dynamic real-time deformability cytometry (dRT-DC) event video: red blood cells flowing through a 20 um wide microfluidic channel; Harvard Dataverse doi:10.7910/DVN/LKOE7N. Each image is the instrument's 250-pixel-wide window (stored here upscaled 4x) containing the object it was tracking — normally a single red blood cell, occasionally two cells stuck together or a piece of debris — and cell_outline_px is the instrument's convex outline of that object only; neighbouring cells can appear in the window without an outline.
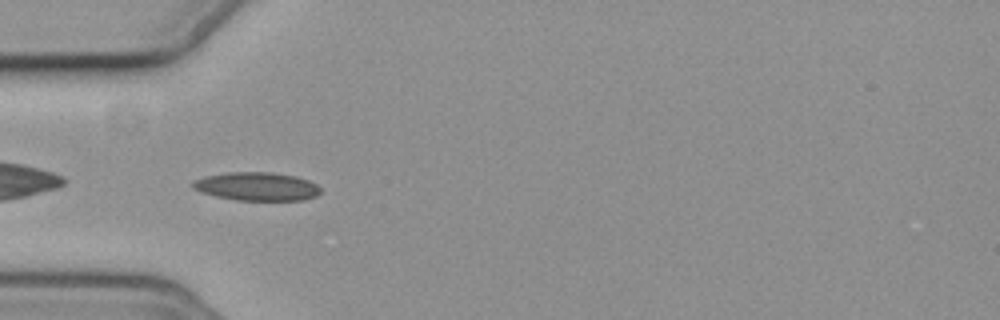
{"species": "common noctule bat (a hibernating species)", "species_latin": "Nyctalus noctula", "temperature_condition": "cold", "stored_images_in_passage": 41, "camera_frame_rate_fps": 3000, "um_per_image_px": 0.085, "animal": {"sex": "female", "body_mass_g": 19.3, "forearm_length_mm": 54.1}, "frame": {"image": 1, "passage_image": 2, "time_ms": 0.333, "image_size_px": [1000, 320], "cell_outline_px": [[320, 192], [316, 196], [304, 200], [236, 200], [216, 196], [200, 192], [192, 188], [192, 180], [208, 176], [228, 172], [272, 172], [296, 176], [308, 180], [316, 184], [320, 188]], "centroid_in_image_um": [21.83, 15.85], "position_along_channel_um": 63.2, "area_um2": 21.15}}
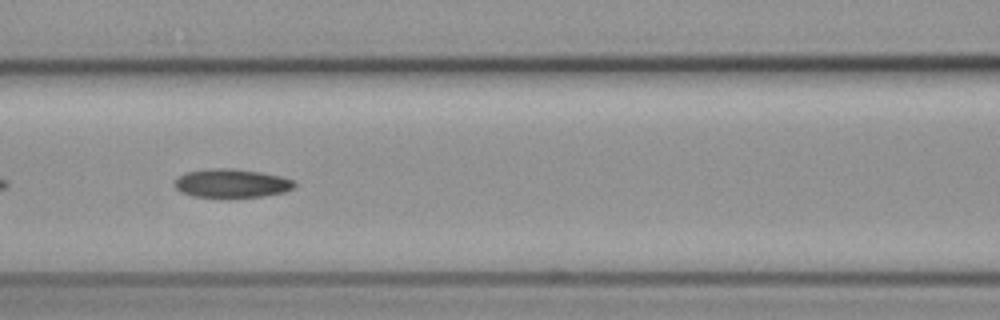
{"frame": {"image": 2, "passage_image": 9, "time_ms": 2.667, "image_size_px": [1000, 320], "cell_outline_px": [[296, 184], [292, 188], [284, 192], [264, 196], [228, 200], [192, 196], [180, 192], [176, 188], [176, 180], [180, 176], [188, 172], [216, 168], [232, 168], [260, 172], [280, 176], [292, 180]], "centroid_in_image_um": [19.69, 15.63], "position_along_channel_um": 146.9, "area_um2": 20.46}}
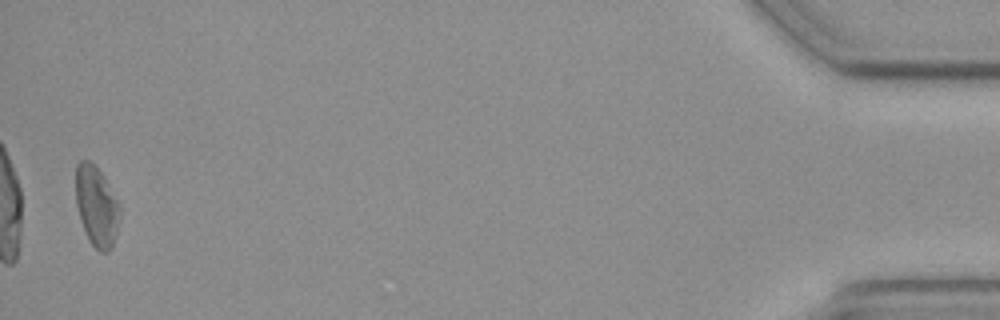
{"frame": {"image": 3, "passage_image": 40, "time_ms": 13.0, "image_size_px": [1000, 320], "cell_outline_px": [[120, 216], [112, 248], [108, 252], [100, 252], [88, 240], [76, 204], [76, 164], [80, 160], [88, 160], [104, 176], [120, 204]], "centroid_in_image_um": [8.22, 17.53], "position_along_channel_um": 427.0, "area_um2": 20.46}}